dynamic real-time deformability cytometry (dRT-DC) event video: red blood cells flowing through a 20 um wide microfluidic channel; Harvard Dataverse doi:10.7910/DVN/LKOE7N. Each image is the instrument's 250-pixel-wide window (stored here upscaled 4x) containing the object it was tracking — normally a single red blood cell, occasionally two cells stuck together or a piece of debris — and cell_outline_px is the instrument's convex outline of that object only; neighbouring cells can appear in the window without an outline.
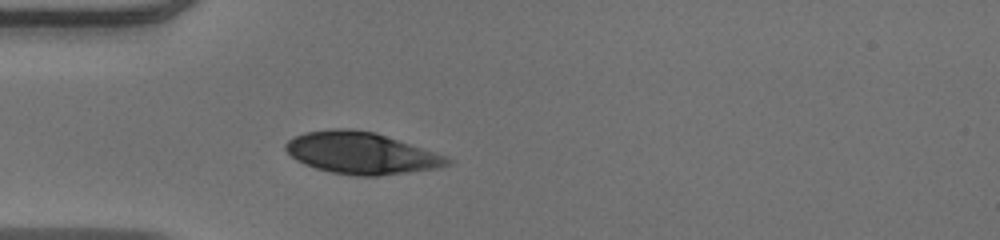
{"species": "human", "species_latin": "Homo sapiens", "temperature_condition": "warm", "stored_images_in_passage": 26, "camera_frame_rate_fps": 3000, "um_per_image_px": 0.085, "donor": {"sex": "male"}, "frame": {"image": 1, "passage_image": 1, "time_ms": 0.0, "image_size_px": [1000, 240], "cell_outline_px": [[452, 164], [436, 168], [408, 172], [376, 176], [356, 176], [332, 172], [316, 168], [304, 164], [296, 160], [284, 148], [284, 144], [288, 140], [304, 132], [332, 128], [352, 128], [376, 132], [448, 156], [452, 160]], "centroid_in_image_um": [30.72, 13.0], "position_along_channel_um": 54.3, "area_um2": 39.54}}
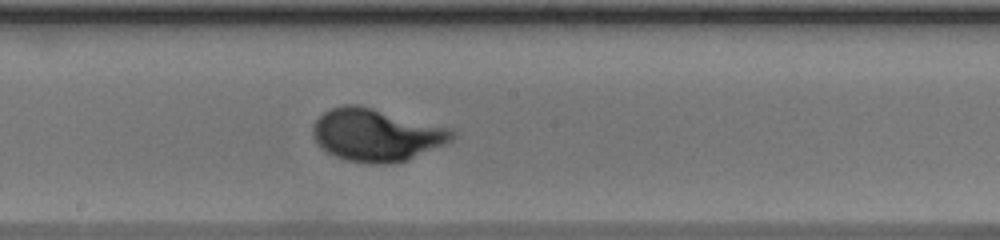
{"frame": {"image": 2, "passage_image": 14, "time_ms": 4.333, "image_size_px": [1000, 240], "cell_outline_px": [[456, 136], [452, 140], [444, 144], [408, 160], [388, 164], [368, 164], [348, 160], [336, 156], [320, 148], [316, 144], [312, 132], [312, 128], [316, 120], [324, 112], [332, 108], [344, 104], [356, 104], [452, 128], [456, 132]], "centroid_in_image_um": [31.99, 11.47], "position_along_channel_um": 216.2, "area_um2": 42.66}}
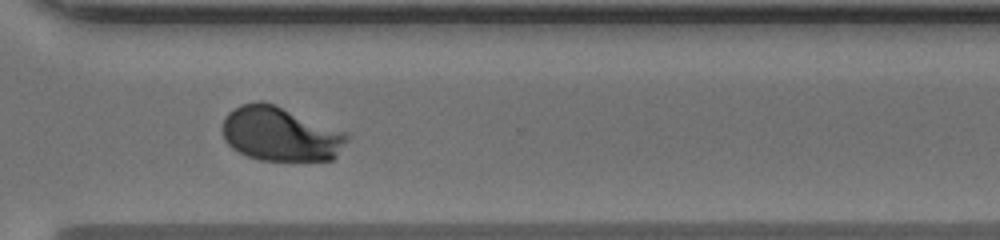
{"frame": {"image": 3, "passage_image": 24, "time_ms": 7.667, "image_size_px": [1000, 240], "cell_outline_px": [[348, 140], [336, 156], [332, 160], [260, 160], [248, 156], [232, 148], [224, 140], [220, 128], [224, 116], [228, 112], [240, 104], [256, 100], [260, 100], [276, 104], [344, 132], [348, 136]], "centroid_in_image_um": [23.76, 11.37], "position_along_channel_um": 346.8, "area_um2": 39.59}, "authors_computed_cell_mechanics": {"area_um2": 39.9976, "velocity_mm_per_s": 3.9126, "shape_relaxation_time_tau1_ms": 2.8117, "shape_relaxation_time_tau2_ms": null, "deformation_change_tau1": 0.1582, "deformation_change_tau2": null}}